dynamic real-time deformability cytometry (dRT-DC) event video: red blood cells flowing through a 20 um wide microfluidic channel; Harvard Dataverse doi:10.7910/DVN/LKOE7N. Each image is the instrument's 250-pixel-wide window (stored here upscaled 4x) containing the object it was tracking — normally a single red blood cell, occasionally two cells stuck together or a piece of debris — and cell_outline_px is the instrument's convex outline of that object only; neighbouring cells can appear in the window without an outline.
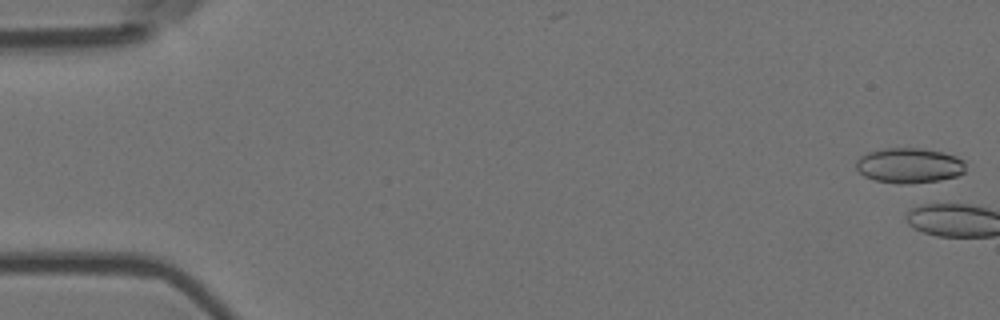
{"species": "Egyptian fruit bat (a non-hibernating species)", "species_latin": "Rousettus aegyptiacus", "temperature_condition": "room temperature", "stored_images_in_passage": 6, "camera_frame_rate_fps": 3000, "um_per_image_px": 0.085, "animal": {"sex": "female"}, "frame": {"image": 1, "passage_image": 1, "time_ms": 0.0, "image_size_px": [1000, 320], "cell_outline_px": [[964, 172], [956, 176], [940, 180], [908, 184], [900, 184], [876, 180], [864, 176], [856, 168], [856, 160], [860, 156], [868, 152], [884, 148], [924, 148], [944, 152], [956, 156], [964, 160]], "centroid_in_image_um": [77.28, 14.06], "position_along_channel_um": 7.7, "area_um2": 22.54}}
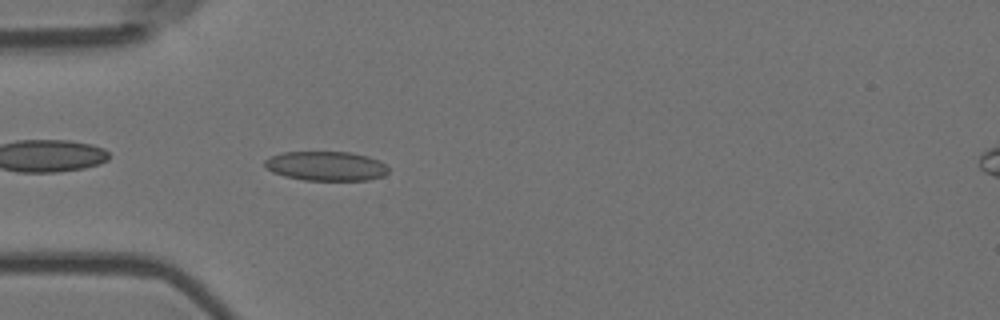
{"frame": {"image": 2, "passage_image": 6, "time_ms": 1.667, "image_size_px": [1000, 320], "cell_outline_px": [[388, 172], [384, 176], [368, 180], [304, 180], [284, 176], [272, 172], [264, 164], [264, 160], [272, 156], [284, 152], [352, 152], [368, 156], [380, 160], [388, 168]], "centroid_in_image_um": [27.74, 14.11], "position_along_channel_um": 57.3, "area_um2": 21.21}}